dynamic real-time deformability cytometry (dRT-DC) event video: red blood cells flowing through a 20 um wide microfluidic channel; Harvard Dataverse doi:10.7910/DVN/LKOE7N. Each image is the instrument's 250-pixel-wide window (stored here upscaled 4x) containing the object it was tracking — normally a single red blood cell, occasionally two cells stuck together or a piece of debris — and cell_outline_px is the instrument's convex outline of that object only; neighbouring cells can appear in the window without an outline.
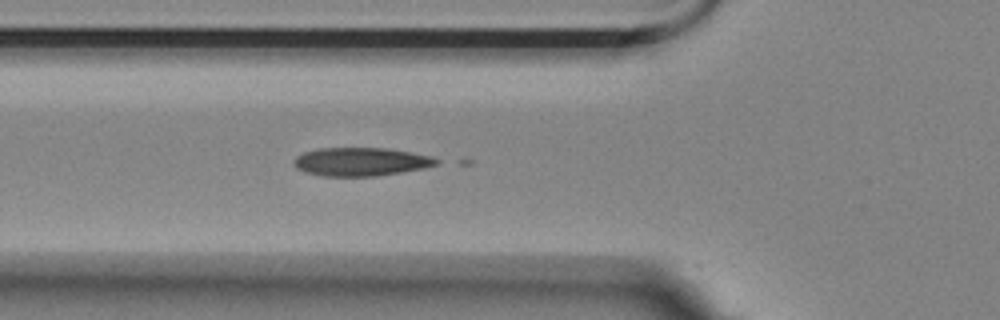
{"species": "Egyptian fruit bat (a non-hibernating species)", "species_latin": "Rousettus aegyptiacus", "temperature_condition": "room temperature", "stored_images_in_passage": 12, "camera_frame_rate_fps": 3000, "um_per_image_px": 0.085, "animal": {"sex": "female"}, "frame": {"image": 1, "passage_image": 8, "time_ms": 2.333, "image_size_px": [1000, 320], "cell_outline_px": [[440, 164], [424, 168], [376, 176], [324, 176], [304, 172], [296, 168], [292, 164], [292, 160], [296, 156], [304, 152], [316, 148], [388, 148], [432, 156], [440, 160]], "centroid_in_image_um": [30.66, 13.74], "position_along_channel_um": 95.1, "area_um2": 23.81}}